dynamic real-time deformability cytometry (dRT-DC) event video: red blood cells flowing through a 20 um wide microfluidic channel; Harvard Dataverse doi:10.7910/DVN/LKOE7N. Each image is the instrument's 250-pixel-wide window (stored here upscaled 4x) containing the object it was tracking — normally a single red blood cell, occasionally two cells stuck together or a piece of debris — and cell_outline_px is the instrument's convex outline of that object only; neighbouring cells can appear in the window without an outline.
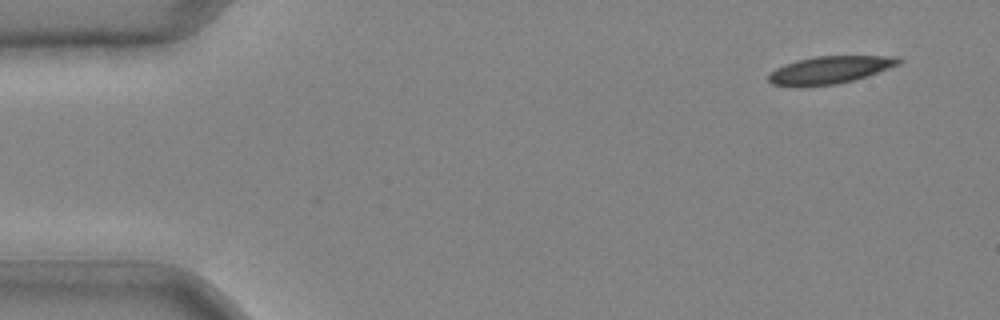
{"species": "common noctule bat (a hibernating species)", "species_latin": "Nyctalus noctula", "temperature_condition": "cold", "stored_images_in_passage": 37, "camera_frame_rate_fps": 3000, "um_per_image_px": 0.085, "animal": {"sex": "male", "body_mass_g": 20.4}, "frame": {"image": 1, "passage_image": 1, "time_ms": 0.0, "image_size_px": [1000, 320], "cell_outline_px": [[904, 60], [900, 64], [868, 76], [836, 84], [772, 84], [768, 80], [768, 76], [776, 68], [784, 64], [796, 60], [816, 56], [900, 56]], "centroid_in_image_um": [70.65, 5.89], "position_along_channel_um": 14.4, "area_um2": 20.29}}
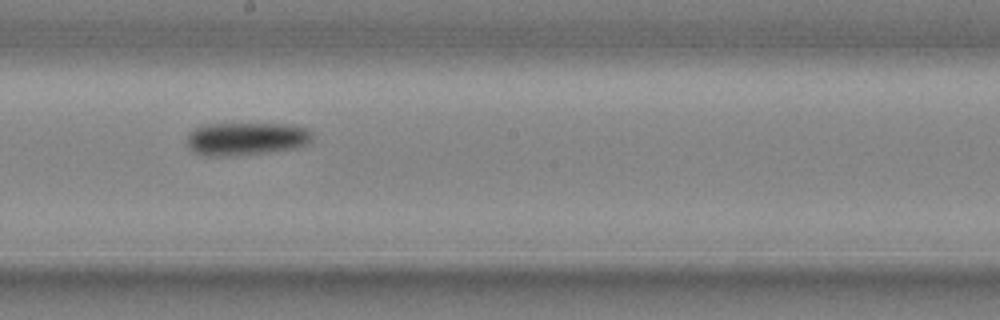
{"frame": {"image": 2, "passage_image": 22, "time_ms": 7.0, "image_size_px": [1000, 320], "cell_outline_px": [[312, 140], [308, 144], [296, 148], [268, 152], [228, 156], [204, 156], [188, 148], [188, 136], [196, 128], [204, 124], [288, 124], [304, 128], [312, 132]], "centroid_in_image_um": [20.95, 11.8], "position_along_channel_um": 227.3, "area_um2": 23.99}}
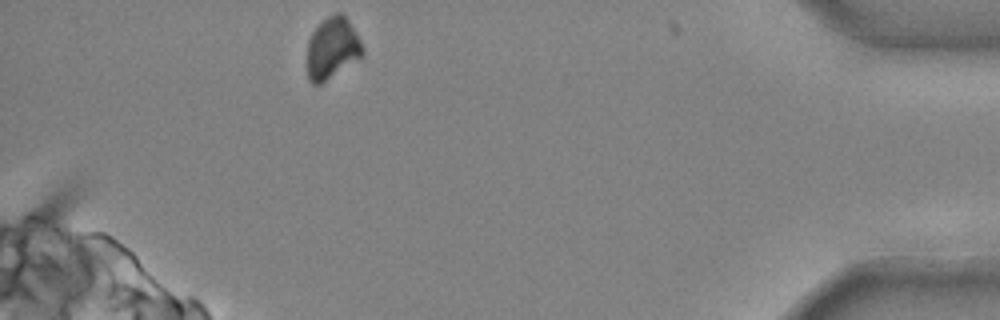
{"frame": {"image": 3, "passage_image": 37, "time_ms": 12.0, "image_size_px": [1000, 320], "cell_outline_px": [[364, 56], [320, 84], [312, 84], [308, 80], [308, 40], [312, 32], [328, 16], [336, 12], [344, 12], [356, 32], [364, 48]], "centroid_in_image_um": [28.27, 4.08], "position_along_channel_um": 406.9, "area_um2": 19.94}}